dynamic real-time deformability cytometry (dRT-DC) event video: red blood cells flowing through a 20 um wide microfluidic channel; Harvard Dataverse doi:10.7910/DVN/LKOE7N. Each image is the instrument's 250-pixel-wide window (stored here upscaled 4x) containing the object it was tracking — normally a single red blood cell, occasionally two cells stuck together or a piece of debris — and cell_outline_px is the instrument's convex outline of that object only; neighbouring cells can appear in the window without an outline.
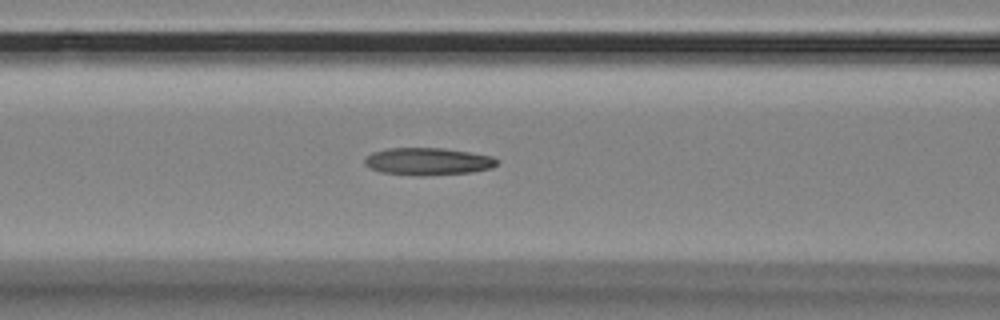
{"species": "Egyptian fruit bat (a non-hibernating species)", "species_latin": "Rousettus aegyptiacus", "temperature_condition": "room temperature", "stored_images_in_passage": 26, "camera_frame_rate_fps": 3000, "um_per_image_px": 0.085, "animal": {"sex": "female"}, "frame": {"image": 1, "passage_image": 10, "time_ms": 3.0, "image_size_px": [1000, 320], "cell_outline_px": [[500, 160], [492, 168], [472, 172], [424, 176], [416, 176], [380, 172], [368, 168], [364, 164], [364, 160], [372, 152], [388, 148], [444, 148], [492, 156]], "centroid_in_image_um": [36.36, 13.73], "position_along_channel_um": 130.2, "area_um2": 21.27}}
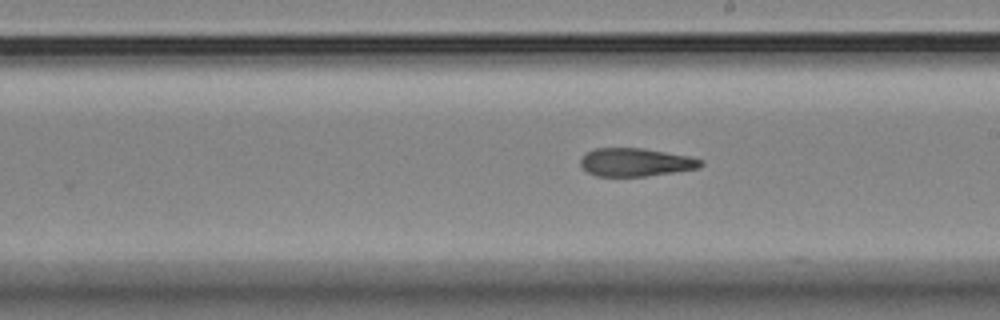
{"frame": {"image": 2, "passage_image": 19, "time_ms": 6.0, "image_size_px": [1000, 320], "cell_outline_px": [[704, 164], [700, 168], [644, 176], [596, 176], [588, 172], [580, 164], [580, 160], [588, 152], [596, 148], [640, 148], [688, 156], [704, 160]], "centroid_in_image_um": [54.05, 13.79], "position_along_channel_um": 235.0, "area_um2": 19.48}}
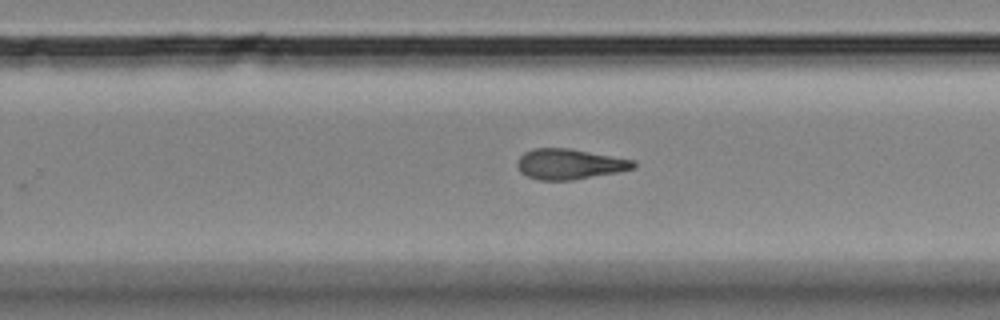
{"frame": {"image": 3, "passage_image": 23, "time_ms": 7.333, "image_size_px": [1000, 320], "cell_outline_px": [[636, 168], [620, 172], [572, 180], [536, 180], [520, 172], [516, 164], [516, 160], [524, 152], [532, 148], [568, 148], [636, 160]], "centroid_in_image_um": [48.41, 13.95], "position_along_channel_um": 281.4, "area_um2": 20.87}}